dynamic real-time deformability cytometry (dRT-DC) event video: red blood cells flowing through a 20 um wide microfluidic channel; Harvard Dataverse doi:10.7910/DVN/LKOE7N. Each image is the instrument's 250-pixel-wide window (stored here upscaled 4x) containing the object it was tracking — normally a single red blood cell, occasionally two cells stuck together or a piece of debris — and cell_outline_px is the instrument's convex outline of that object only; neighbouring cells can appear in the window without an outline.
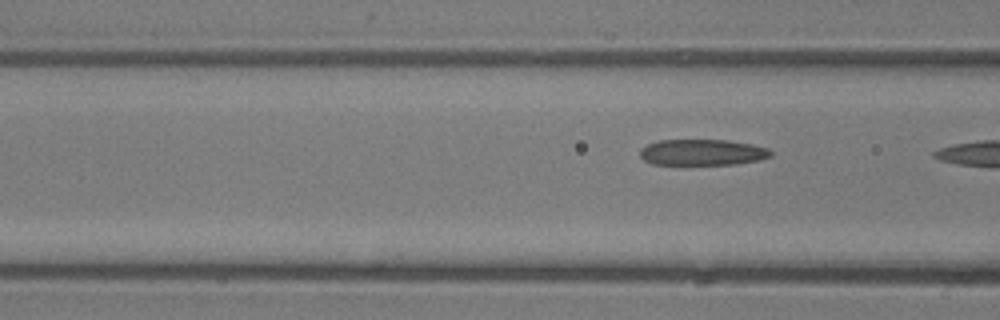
{"species": "common noctule bat (a hibernating species)", "species_latin": "Nyctalus noctula", "temperature_condition": "room temperature", "stored_images_in_passage": 8, "camera_frame_rate_fps": 3000, "um_per_image_px": 0.085, "animal": {"sex": "male", "body_mass_g": 13.3}, "frame": {"image": 1, "passage_image": 8, "time_ms": 2.333, "image_size_px": [1000, 320], "cell_outline_px": [[772, 156], [760, 160], [736, 164], [652, 164], [644, 160], [640, 156], [640, 148], [648, 144], [660, 140], [728, 140], [752, 144], [768, 148], [772, 152]], "centroid_in_image_um": [59.72, 12.94], "position_along_channel_um": 106.9, "area_um2": 19.88}}